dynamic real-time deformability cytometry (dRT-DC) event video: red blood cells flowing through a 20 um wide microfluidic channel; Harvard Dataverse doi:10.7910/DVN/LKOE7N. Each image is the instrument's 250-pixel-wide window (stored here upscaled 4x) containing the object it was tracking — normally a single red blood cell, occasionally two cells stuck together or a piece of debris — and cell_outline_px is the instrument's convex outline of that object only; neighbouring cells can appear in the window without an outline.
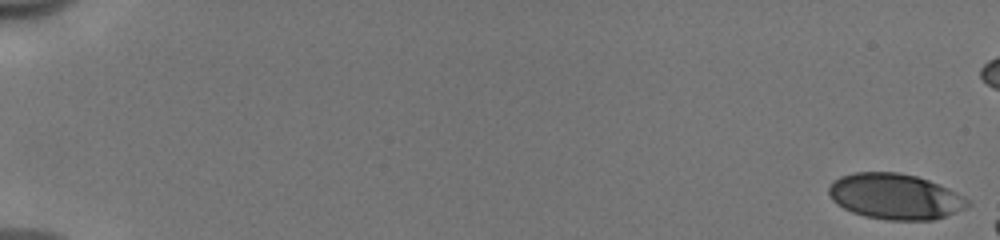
{"species": "human", "species_latin": "Homo sapiens", "temperature_condition": "cold", "stored_images_in_passage": 51, "camera_frame_rate_fps": 3000, "um_per_image_px": 0.085, "donor": {"sex": "male"}, "frame": {"image": 1, "passage_image": 1, "time_ms": 0.0, "image_size_px": [1000, 240], "cell_outline_px": [[968, 204], [964, 208], [944, 216], [932, 220], [888, 220], [864, 216], [852, 212], [836, 204], [832, 200], [828, 192], [828, 188], [832, 180], [840, 176], [856, 172], [900, 172], [916, 176], [928, 180], [948, 188], [956, 192], [968, 200]], "centroid_in_image_um": [76.02, 16.69], "position_along_channel_um": 9.0, "area_um2": 36.82}}
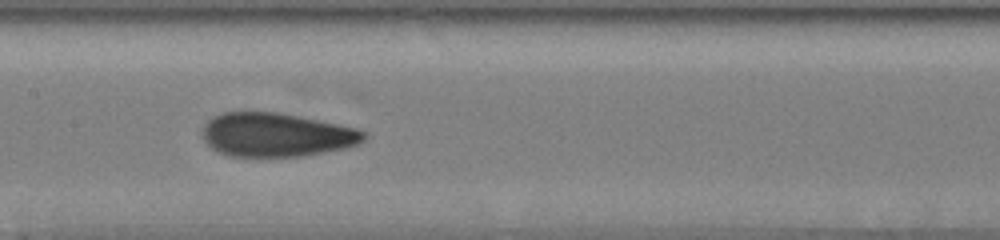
{"frame": {"image": 2, "passage_image": 29, "time_ms": 9.333, "image_size_px": [1000, 240], "cell_outline_px": [[368, 136], [364, 140], [356, 144], [344, 148], [304, 156], [228, 156], [216, 152], [204, 140], [200, 132], [204, 124], [212, 116], [224, 112], [280, 112], [300, 116], [356, 128], [364, 132]], "centroid_in_image_um": [23.44, 11.45], "position_along_channel_um": 184.0, "area_um2": 41.33}}
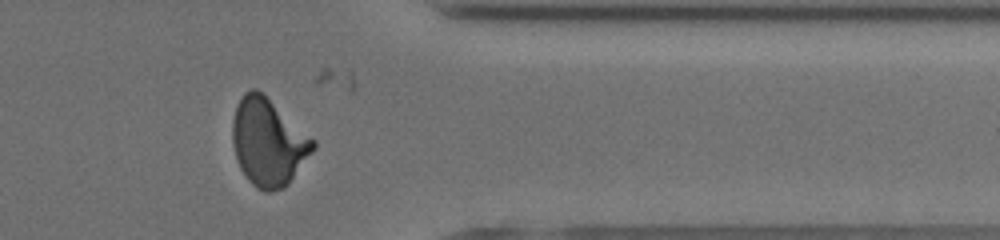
{"frame": {"image": 3, "passage_image": 45, "time_ms": 14.667, "image_size_px": [1000, 240], "cell_outline_px": [[316, 148], [288, 184], [284, 188], [268, 192], [264, 192], [256, 188], [248, 180], [240, 168], [232, 144], [232, 120], [236, 108], [244, 92], [252, 88], [256, 88], [316, 140]], "centroid_in_image_um": [22.8, 12.11], "position_along_channel_um": 388.6, "area_um2": 40.92}}